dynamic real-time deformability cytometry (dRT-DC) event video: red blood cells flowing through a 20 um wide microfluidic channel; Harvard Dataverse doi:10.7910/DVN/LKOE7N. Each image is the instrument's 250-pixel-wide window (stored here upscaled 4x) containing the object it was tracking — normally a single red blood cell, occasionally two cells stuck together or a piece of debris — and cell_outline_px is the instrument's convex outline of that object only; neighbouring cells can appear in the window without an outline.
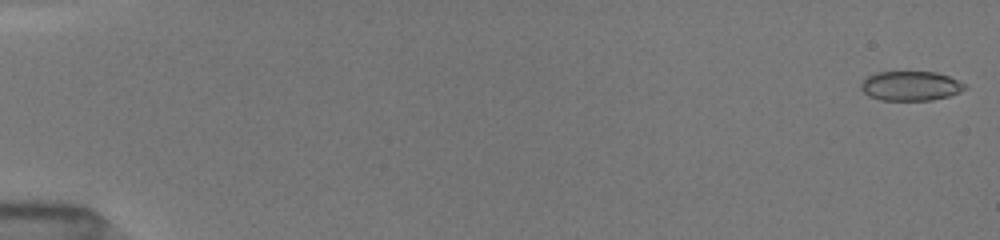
{"species": "common noctule bat (a hibernating species)", "species_latin": "Nyctalus noctula", "temperature_condition": "room temperature", "stored_images_in_passage": 52, "camera_frame_rate_fps": 3000, "um_per_image_px": 0.085, "animal": {"sex": "female", "body_mass_g": 19.5, "forearm_length_mm": 54.1}, "frame": {"image": 1, "passage_image": 1, "time_ms": 0.0, "image_size_px": [1000, 240], "cell_outline_px": [[968, 88], [960, 92], [948, 96], [932, 100], [880, 100], [868, 96], [860, 88], [860, 84], [868, 76], [876, 72], [936, 72], [960, 80], [968, 84]], "centroid_in_image_um": [77.44, 7.3], "position_along_channel_um": 7.6, "area_um2": 18.03}}
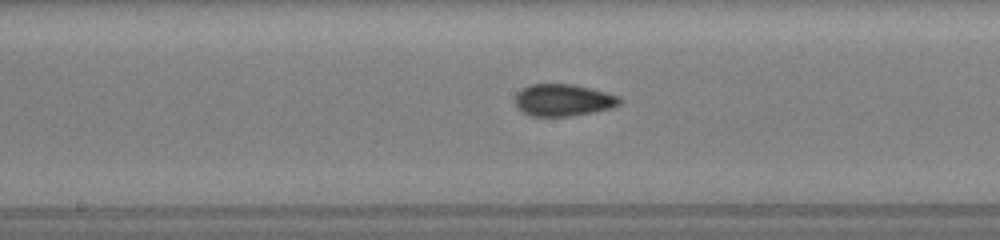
{"frame": {"image": 2, "passage_image": 28, "time_ms": 9.0, "image_size_px": [1000, 240], "cell_outline_px": [[624, 100], [620, 104], [612, 108], [592, 112], [568, 116], [532, 116], [520, 112], [516, 108], [516, 92], [528, 84], [572, 84], [592, 88], [608, 92], [620, 96]], "centroid_in_image_um": [47.88, 8.5], "position_along_channel_um": 200.3, "area_um2": 19.83}}
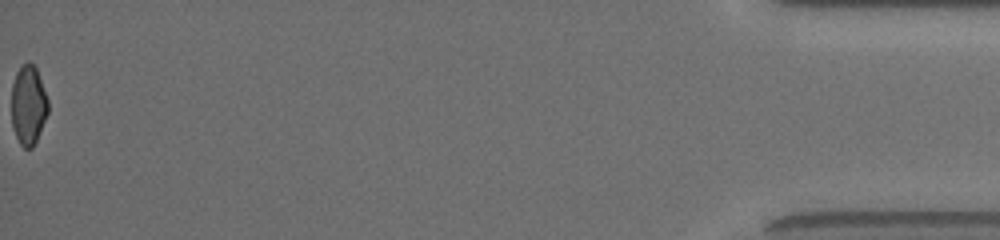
{"frame": {"image": 3, "passage_image": 52, "time_ms": 17.0, "image_size_px": [1000, 240], "cell_outline_px": [[48, 112], [36, 140], [32, 148], [24, 148], [20, 144], [12, 128], [12, 84], [16, 72], [20, 64], [28, 60], [36, 68], [48, 100]], "centroid_in_image_um": [2.39, 8.9], "position_along_channel_um": 432.8, "area_um2": 16.94}, "authors_computed_cell_mechanics": {"area_um2": 18.6405, "velocity_mm_per_s": 4.0393, "shape_relaxation_time_tau1_ms": 10.8879, "shape_relaxation_time_tau2_ms": 1.5994, "deformation_change_tau1": 0.2131, "deformation_change_tau2": 0.0661}}